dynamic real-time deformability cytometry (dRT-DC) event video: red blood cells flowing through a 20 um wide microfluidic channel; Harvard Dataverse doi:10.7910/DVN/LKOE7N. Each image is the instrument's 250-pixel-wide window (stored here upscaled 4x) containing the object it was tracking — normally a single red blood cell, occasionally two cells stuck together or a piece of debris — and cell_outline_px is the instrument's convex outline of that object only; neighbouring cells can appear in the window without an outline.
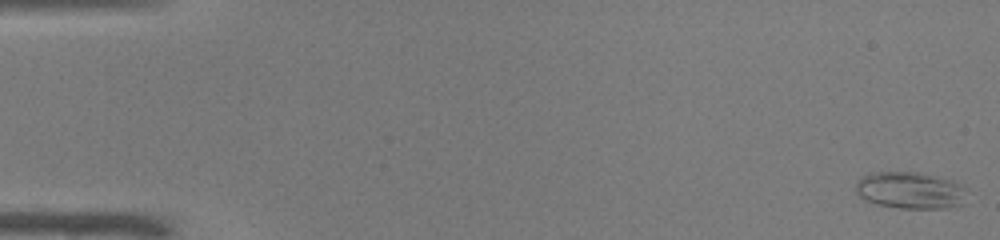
{"species": "common noctule bat (a hibernating species)", "species_latin": "Nyctalus noctula", "temperature_condition": "warm", "stored_images_in_passage": 51, "camera_frame_rate_fps": 3000, "um_per_image_px": 0.085, "animal": {"sex": "male", "body_mass_g": 19.0, "forearm_length_mm": 50.8}, "frame": {"image": 1, "passage_image": 1, "time_ms": 0.0, "image_size_px": [1000, 240], "cell_outline_px": [[964, 188], [960, 204], [948, 208], [900, 208], [876, 204], [864, 200], [856, 192], [856, 184], [864, 176], [872, 172], [916, 172], [952, 180]], "centroid_in_image_um": [77.3, 16.18], "position_along_channel_um": 7.7, "area_um2": 23.35}}
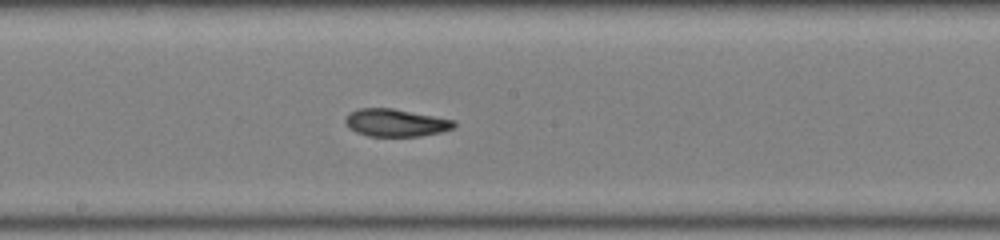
{"frame": {"image": 2, "passage_image": 28, "time_ms": 9.0, "image_size_px": [1000, 240], "cell_outline_px": [[456, 124], [452, 128], [440, 132], [420, 136], [368, 136], [356, 132], [348, 128], [344, 120], [352, 112], [360, 108], [392, 108], [456, 120]], "centroid_in_image_um": [33.64, 10.43], "position_along_channel_um": 214.6, "area_um2": 17.34}}
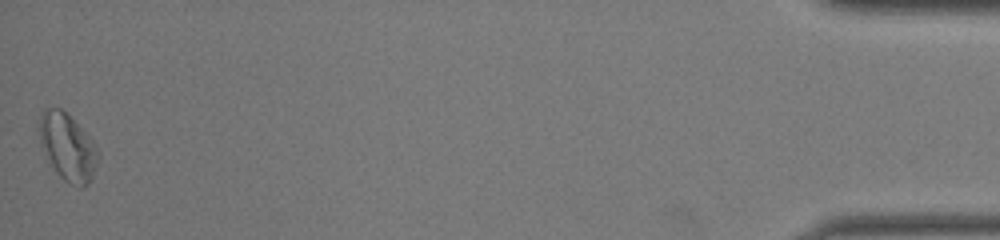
{"frame": {"image": 3, "passage_image": 51, "time_ms": 16.667, "image_size_px": [1000, 240], "cell_outline_px": [[100, 156], [92, 176], [88, 184], [80, 188], [64, 180], [56, 172], [40, 144], [40, 116], [44, 108], [60, 108], [68, 112], [92, 140], [100, 152]], "centroid_in_image_um": [5.78, 12.48], "position_along_channel_um": 429.4, "area_um2": 22.89}, "authors_computed_cell_mechanics": {"area_um2": 18.9006, "velocity_mm_per_s": 3.9834, "shape_relaxation_time_tau1_ms": 8.8926, "shape_relaxation_time_tau2_ms": 4.6499, "deformation_change_tau1": 0.162, "deformation_change_tau2": 0.1197}}